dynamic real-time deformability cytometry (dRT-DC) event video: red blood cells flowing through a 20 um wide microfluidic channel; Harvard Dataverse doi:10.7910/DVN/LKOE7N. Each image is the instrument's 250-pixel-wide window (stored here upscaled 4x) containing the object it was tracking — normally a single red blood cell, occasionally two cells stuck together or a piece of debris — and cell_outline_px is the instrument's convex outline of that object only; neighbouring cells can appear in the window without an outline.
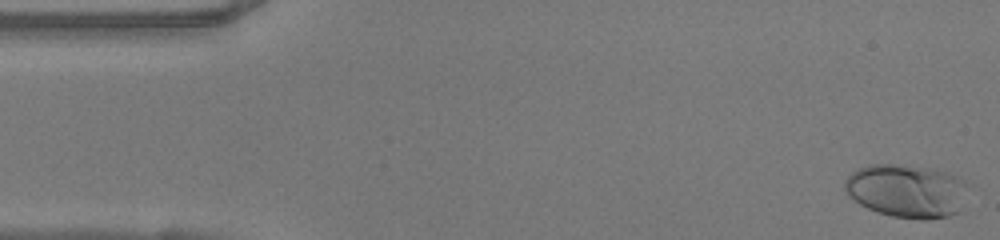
{"species": "human", "species_latin": "Homo sapiens", "temperature_condition": "warm", "stored_images_in_passage": 49, "camera_frame_rate_fps": 3000, "um_per_image_px": 0.085, "donor": {"sex": "female"}, "frame": {"image": 1, "passage_image": 1, "time_ms": 0.0, "image_size_px": [1000, 240], "cell_outline_px": [[968, 184], [960, 212], [948, 216], [924, 220], [920, 220], [892, 216], [876, 212], [860, 204], [848, 196], [844, 188], [844, 180], [856, 168], [868, 164], [892, 164], [936, 168], [948, 172], [964, 180]], "centroid_in_image_um": [77.07, 16.21], "position_along_channel_um": 7.9, "area_um2": 38.9}}
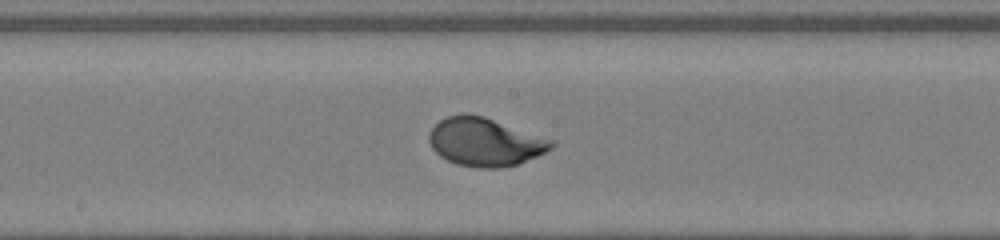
{"frame": {"image": 2, "passage_image": 25, "time_ms": 8.0, "image_size_px": [1000, 240], "cell_outline_px": [[556, 144], [552, 148], [520, 164], [500, 168], [476, 168], [456, 164], [440, 156], [432, 148], [428, 140], [428, 132], [440, 120], [448, 116], [464, 112], [468, 112], [484, 116], [556, 140]], "centroid_in_image_um": [41.24, 12.06], "position_along_channel_um": 207.0, "area_um2": 34.91}}
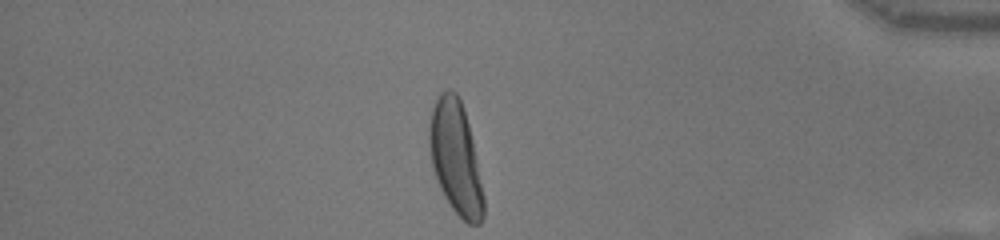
{"frame": {"image": 3, "passage_image": 42, "time_ms": 13.667, "image_size_px": [1000, 240], "cell_outline_px": [[484, 216], [480, 224], [468, 224], [452, 208], [444, 196], [440, 188], [432, 164], [428, 144], [428, 128], [432, 108], [440, 92], [448, 88], [452, 88], [456, 92], [464, 108], [472, 140], [484, 196]], "centroid_in_image_um": [38.71, 13.39], "position_along_channel_um": 396.5, "area_um2": 35.55}, "authors_computed_cell_mechanics": {"area_um2": 33.6396, "velocity_mm_per_s": 4.0669, "shape_relaxation_time_tau1_ms": 2.8045, "shape_relaxation_time_tau2_ms": null, "deformation_change_tau1": 0.1921, "deformation_change_tau2": null}}